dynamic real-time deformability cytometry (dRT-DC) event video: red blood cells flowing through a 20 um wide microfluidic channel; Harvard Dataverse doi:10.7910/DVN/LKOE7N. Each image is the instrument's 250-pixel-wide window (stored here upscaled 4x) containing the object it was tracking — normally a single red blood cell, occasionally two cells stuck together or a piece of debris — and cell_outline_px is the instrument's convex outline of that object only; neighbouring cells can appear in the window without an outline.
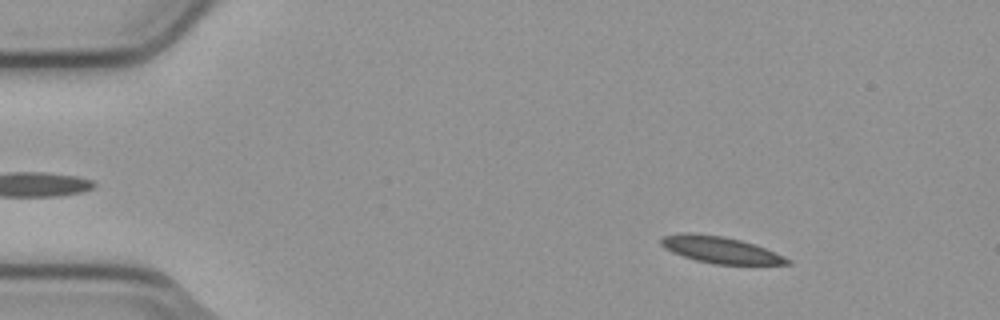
{"species": "common noctule bat (a hibernating species)", "species_latin": "Nyctalus noctula", "temperature_condition": "cold", "stored_images_in_passage": 6, "camera_frame_rate_fps": 3000, "um_per_image_px": 0.085, "animal": {"sex": "male", "body_mass_g": 23.1, "forearm_length_mm": 52.7}, "frame": {"image": 1, "passage_image": 2, "time_ms": 0.333, "image_size_px": [1000, 320], "cell_outline_px": [[792, 264], [716, 264], [696, 260], [672, 252], [664, 248], [660, 244], [660, 240], [664, 236], [688, 232], [724, 236], [756, 244], [776, 252], [792, 260]], "centroid_in_image_um": [61.27, 21.23], "position_along_channel_um": 23.7, "area_um2": 19.54}}
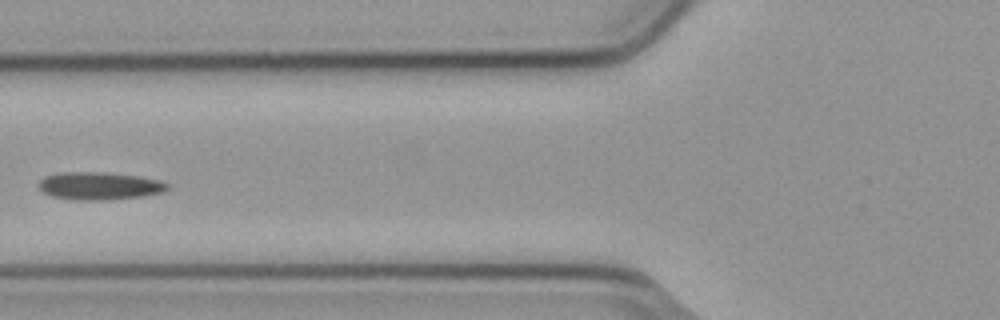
{"frame": {"image": 2, "passage_image": 5, "time_ms": 1.333, "image_size_px": [1000, 320], "cell_outline_px": [[168, 188], [164, 192], [144, 196], [108, 200], [76, 200], [52, 196], [44, 192], [40, 188], [40, 180], [44, 176], [64, 172], [104, 172], [136, 176], [156, 180], [168, 184]], "centroid_in_image_um": [8.44, 15.81], "position_along_channel_um": 117.4, "area_um2": 20.58}}
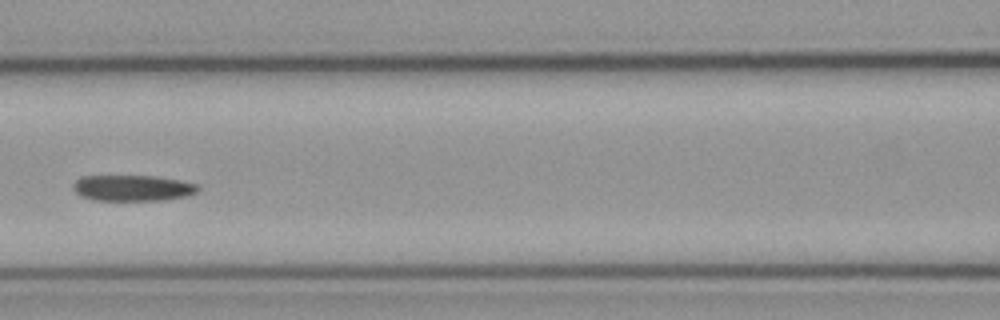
{"frame": {"image": 3, "passage_image": 6, "time_ms": 1.667, "image_size_px": [1000, 320], "cell_outline_px": [[200, 188], [196, 192], [188, 196], [164, 200], [92, 200], [80, 196], [72, 188], [72, 184], [80, 176], [152, 176], [180, 180], [196, 184]], "centroid_in_image_um": [11.25, 15.98], "position_along_channel_um": 155.4, "area_um2": 18.96}}